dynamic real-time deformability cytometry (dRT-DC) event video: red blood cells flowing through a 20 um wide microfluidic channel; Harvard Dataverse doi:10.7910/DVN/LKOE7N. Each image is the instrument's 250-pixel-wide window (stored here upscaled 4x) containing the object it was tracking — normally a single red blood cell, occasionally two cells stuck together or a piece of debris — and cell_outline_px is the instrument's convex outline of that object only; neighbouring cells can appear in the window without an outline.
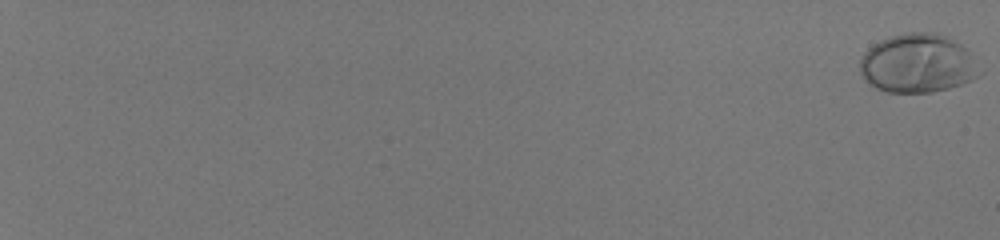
{"species": "human", "species_latin": "Homo sapiens", "temperature_condition": "room temperature", "stored_images_in_passage": 57, "camera_frame_rate_fps": 3000, "um_per_image_px": 0.085, "donor": {"sex": "male"}, "frame": {"image": 1, "passage_image": 1, "time_ms": 0.0, "image_size_px": [1000, 240], "cell_outline_px": [[984, 72], [980, 76], [972, 80], [948, 88], [932, 92], [888, 92], [876, 88], [860, 72], [860, 60], [864, 52], [868, 48], [880, 40], [892, 36], [908, 32], [932, 32], [944, 36], [960, 44], [968, 52]], "centroid_in_image_um": [78.02, 5.39], "position_along_channel_um": 7.0, "area_um2": 40.75}}
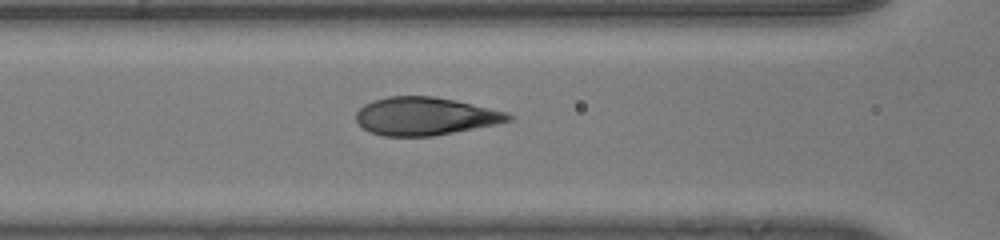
{"frame": {"image": 2, "passage_image": 32, "time_ms": 10.333, "image_size_px": [1000, 240], "cell_outline_px": [[516, 116], [512, 120], [496, 124], [432, 136], [384, 136], [372, 132], [364, 128], [356, 120], [356, 112], [364, 104], [372, 100], [388, 96], [432, 96], [456, 100], [508, 112]], "centroid_in_image_um": [36.16, 9.87], "position_along_channel_um": 130.4, "area_um2": 33.7}}
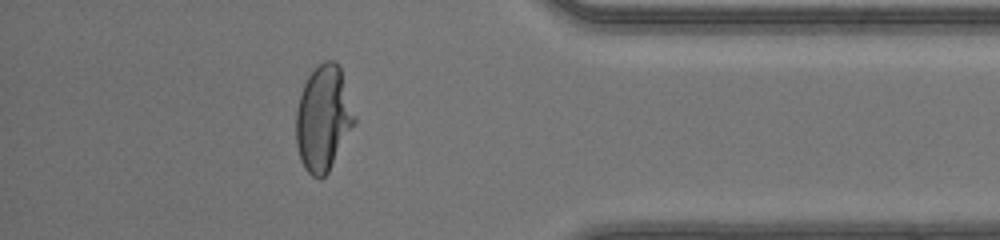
{"frame": {"image": 3, "passage_image": 53, "time_ms": 17.333, "image_size_px": [1000, 240], "cell_outline_px": [[356, 124], [328, 172], [320, 180], [312, 176], [304, 168], [300, 160], [296, 144], [296, 112], [300, 96], [304, 84], [308, 76], [324, 60], [332, 60], [340, 68], [356, 116]], "centroid_in_image_um": [27.49, 10.1], "position_along_channel_um": 407.7, "area_um2": 35.89}, "authors_computed_cell_mechanics": {"area_um2": 34.969, "velocity_mm_per_s": 4.1692, "shape_relaxation_time_tau1_ms": 5.0326, "shape_relaxation_time_tau2_ms": null, "deformation_change_tau1": 0.2508, "deformation_change_tau2": null}}